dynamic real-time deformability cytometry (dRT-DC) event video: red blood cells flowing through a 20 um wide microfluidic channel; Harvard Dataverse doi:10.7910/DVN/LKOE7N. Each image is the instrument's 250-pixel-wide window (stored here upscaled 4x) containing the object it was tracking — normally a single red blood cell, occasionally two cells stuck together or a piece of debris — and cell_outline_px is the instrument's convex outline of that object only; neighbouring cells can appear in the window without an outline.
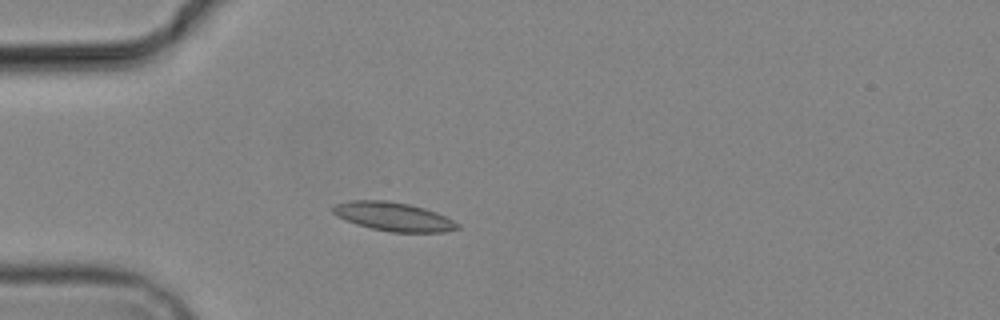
{"species": "common noctule bat (a hibernating species)", "species_latin": "Nyctalus noctula", "temperature_condition": "cold", "stored_images_in_passage": 1, "camera_frame_rate_fps": 3000, "um_per_image_px": 0.085, "animal": {"sex": "male", "body_mass_g": 19.2, "forearm_length_mm": 51.8}, "frame": {"image": 1, "passage_image": 1, "time_ms": 0.0, "image_size_px": [1000, 320], "cell_outline_px": [[460, 228], [444, 232], [392, 232], [372, 228], [356, 224], [336, 216], [332, 212], [332, 208], [336, 204], [352, 200], [388, 200], [408, 204], [424, 208], [436, 212], [460, 224]], "centroid_in_image_um": [33.44, 18.41], "position_along_channel_um": 51.6, "area_um2": 20.75}}